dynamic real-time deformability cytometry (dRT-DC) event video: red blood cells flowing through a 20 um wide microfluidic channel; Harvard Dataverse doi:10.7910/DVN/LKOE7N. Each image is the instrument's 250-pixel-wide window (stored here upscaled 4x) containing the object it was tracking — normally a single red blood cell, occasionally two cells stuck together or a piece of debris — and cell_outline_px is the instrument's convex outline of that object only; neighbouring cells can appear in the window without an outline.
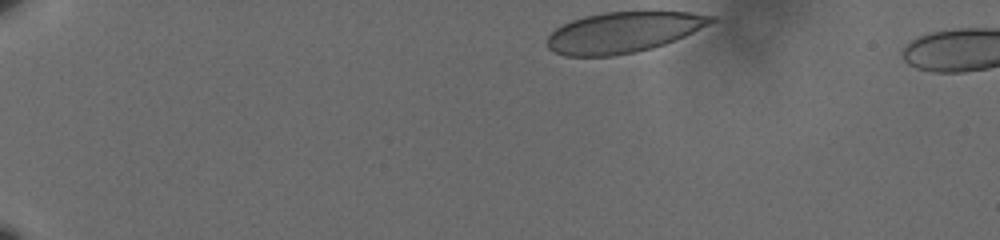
{"species": "human", "species_latin": "Homo sapiens", "temperature_condition": "cold", "stored_images_in_passage": 44, "camera_frame_rate_fps": 3000, "um_per_image_px": 0.085, "donor": {"sex": "male"}, "frame": {"image": 1, "passage_image": 1, "time_ms": 0.0, "image_size_px": [1000, 240], "cell_outline_px": [[716, 20], [676, 40], [652, 48], [636, 52], [612, 56], [564, 56], [548, 48], [548, 36], [556, 28], [572, 20], [584, 16], [604, 12], [688, 12], [716, 16]], "centroid_in_image_um": [52.97, 2.75], "position_along_channel_um": 32.0, "area_um2": 38.55}}
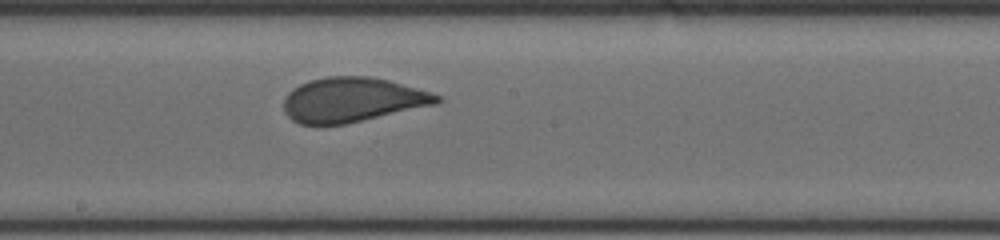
{"frame": {"image": 2, "passage_image": 25, "time_ms": 8.0, "image_size_px": [1000, 240], "cell_outline_px": [[444, 100], [436, 104], [344, 124], [300, 124], [292, 120], [284, 112], [284, 96], [288, 92], [300, 84], [312, 80], [328, 76], [368, 76], [388, 80], [432, 92], [440, 96]], "centroid_in_image_um": [29.95, 8.47], "position_along_channel_um": 218.3, "area_um2": 39.54}}
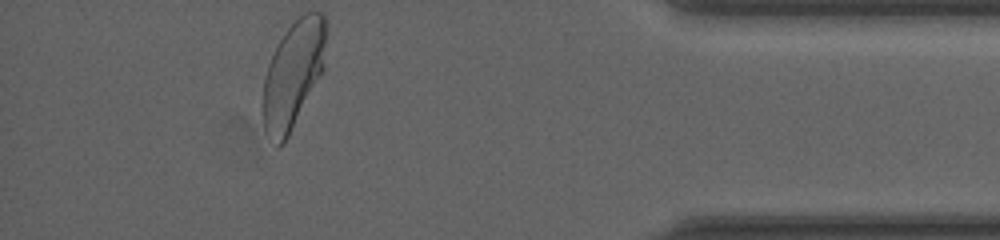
{"frame": {"image": 3, "passage_image": 44, "time_ms": 14.333, "image_size_px": [1000, 240], "cell_outline_px": [[324, 68], [284, 144], [280, 148], [276, 148], [264, 128], [260, 108], [264, 76], [268, 64], [280, 40], [288, 28], [304, 12], [324, 12]], "centroid_in_image_um": [24.85, 6.41], "position_along_channel_um": 410.3, "area_um2": 39.3}, "authors_computed_cell_mechanics": {"area_um2": 40.0554, "velocity_mm_per_s": 3.5721, "shape_relaxation_time_tau1_ms": 5.5079, "shape_relaxation_time_tau2_ms": null, "deformation_change_tau1": 0.1428, "deformation_change_tau2": null}}